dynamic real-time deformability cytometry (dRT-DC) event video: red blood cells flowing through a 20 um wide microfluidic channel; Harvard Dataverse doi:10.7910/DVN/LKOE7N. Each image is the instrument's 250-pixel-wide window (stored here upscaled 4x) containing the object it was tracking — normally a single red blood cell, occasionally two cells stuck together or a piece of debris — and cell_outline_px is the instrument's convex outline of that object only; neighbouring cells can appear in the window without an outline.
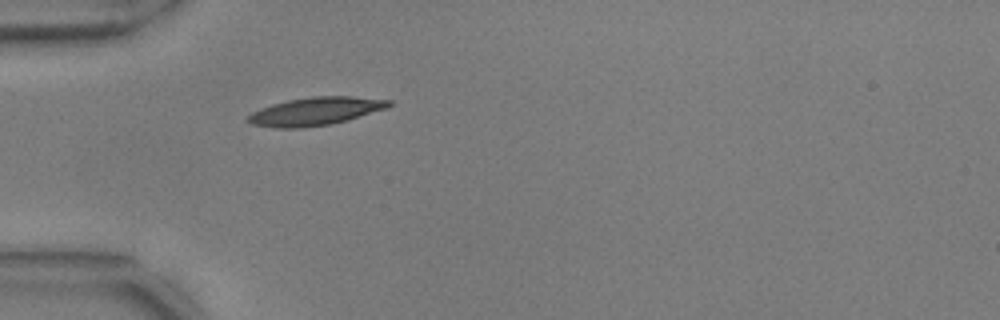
{"species": "common noctule bat (a hibernating species)", "species_latin": "Nyctalus noctula", "temperature_condition": "warm", "stored_images_in_passage": 32, "camera_frame_rate_fps": 3000, "um_per_image_px": 0.085, "animal": {"sex": "male", "body_mass_g": 17.9, "forearm_length_mm": 54.2}, "frame": {"image": 1, "passage_image": 1, "time_ms": 0.0, "image_size_px": [1000, 320], "cell_outline_px": [[392, 104], [388, 108], [348, 120], [328, 124], [304, 128], [276, 128], [252, 124], [244, 120], [252, 112], [260, 108], [272, 104], [288, 100], [312, 96], [352, 96], [392, 100]], "centroid_in_image_um": [26.82, 9.46], "position_along_channel_um": 58.2, "area_um2": 23.18}}
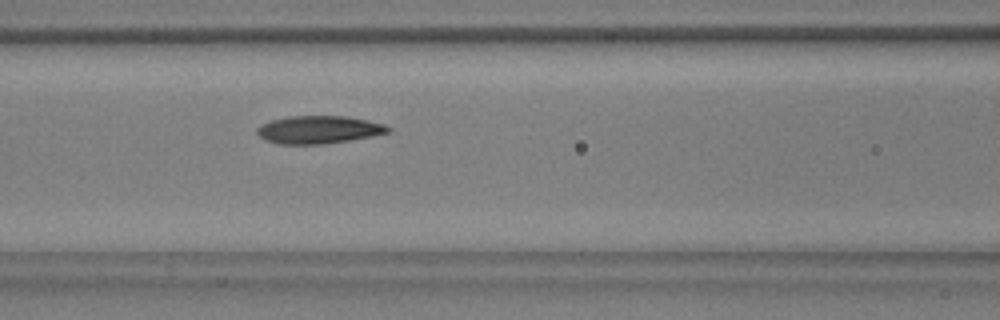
{"frame": {"image": 2, "passage_image": 8, "time_ms": 2.333, "image_size_px": [1000, 320], "cell_outline_px": [[392, 132], [372, 136], [324, 144], [280, 144], [264, 140], [256, 132], [256, 128], [260, 124], [272, 120], [288, 116], [348, 116], [368, 120], [384, 124], [392, 128]], "centroid_in_image_um": [27.1, 11.02], "position_along_channel_um": 139.5, "area_um2": 21.39}}
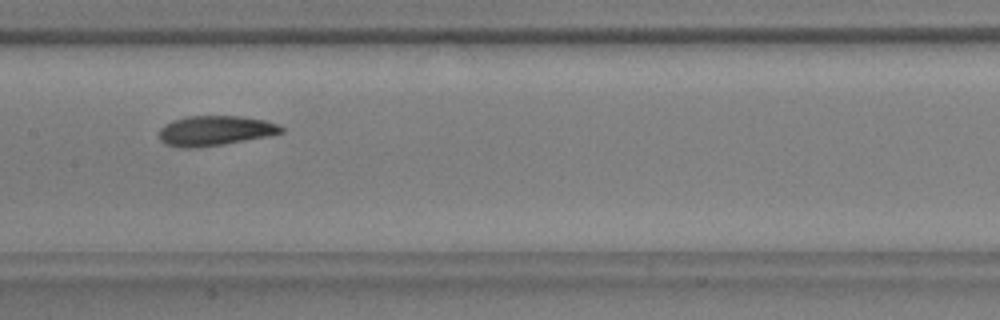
{"frame": {"image": 3, "passage_image": 12, "time_ms": 3.667, "image_size_px": [1000, 320], "cell_outline_px": [[284, 132], [268, 136], [224, 144], [196, 148], [180, 148], [164, 144], [160, 140], [160, 128], [164, 124], [172, 120], [188, 116], [236, 116], [264, 120], [276, 124], [284, 128]], "centroid_in_image_um": [18.24, 11.12], "position_along_channel_um": 189.2, "area_um2": 21.33}, "authors_computed_cell_mechanics": {"area_um2": 21.4438, "velocity_mm_per_s": 3.7248, "shape_relaxation_time_tau1_ms": 3.3288, "shape_relaxation_time_tau2_ms": 2.4608, "deformation_change_tau1": 0.1607, "deformation_change_tau2": 0.0762}}